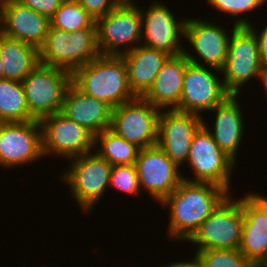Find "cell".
Segmentation results:
<instances>
[{"label": "cell", "mask_w": 267, "mask_h": 267, "mask_svg": "<svg viewBox=\"0 0 267 267\" xmlns=\"http://www.w3.org/2000/svg\"><path fill=\"white\" fill-rule=\"evenodd\" d=\"M228 195L218 185L183 180L161 202L162 206L170 207L169 236L174 240L188 241Z\"/></svg>", "instance_id": "1"}, {"label": "cell", "mask_w": 267, "mask_h": 267, "mask_svg": "<svg viewBox=\"0 0 267 267\" xmlns=\"http://www.w3.org/2000/svg\"><path fill=\"white\" fill-rule=\"evenodd\" d=\"M72 82L85 94L110 105L113 109L136 96L130 89L126 65L121 55H100L77 68Z\"/></svg>", "instance_id": "2"}, {"label": "cell", "mask_w": 267, "mask_h": 267, "mask_svg": "<svg viewBox=\"0 0 267 267\" xmlns=\"http://www.w3.org/2000/svg\"><path fill=\"white\" fill-rule=\"evenodd\" d=\"M38 53L40 64L73 73L101 55L97 44V29L84 28L66 32L50 27Z\"/></svg>", "instance_id": "3"}, {"label": "cell", "mask_w": 267, "mask_h": 267, "mask_svg": "<svg viewBox=\"0 0 267 267\" xmlns=\"http://www.w3.org/2000/svg\"><path fill=\"white\" fill-rule=\"evenodd\" d=\"M72 73L58 67L38 64L23 80L29 113L37 120L61 112Z\"/></svg>", "instance_id": "4"}, {"label": "cell", "mask_w": 267, "mask_h": 267, "mask_svg": "<svg viewBox=\"0 0 267 267\" xmlns=\"http://www.w3.org/2000/svg\"><path fill=\"white\" fill-rule=\"evenodd\" d=\"M183 54L189 63L185 68L180 102L174 110L196 115L204 110L213 111L231 94L226 90L223 81L209 68L201 65L190 52L184 49Z\"/></svg>", "instance_id": "5"}, {"label": "cell", "mask_w": 267, "mask_h": 267, "mask_svg": "<svg viewBox=\"0 0 267 267\" xmlns=\"http://www.w3.org/2000/svg\"><path fill=\"white\" fill-rule=\"evenodd\" d=\"M231 199L229 194L188 240L198 245L197 250L239 249L244 215L241 198Z\"/></svg>", "instance_id": "6"}, {"label": "cell", "mask_w": 267, "mask_h": 267, "mask_svg": "<svg viewBox=\"0 0 267 267\" xmlns=\"http://www.w3.org/2000/svg\"><path fill=\"white\" fill-rule=\"evenodd\" d=\"M228 43L227 58L221 72L223 84L231 95L239 96L240 87L258 77L263 67L255 33L248 26L233 25Z\"/></svg>", "instance_id": "7"}, {"label": "cell", "mask_w": 267, "mask_h": 267, "mask_svg": "<svg viewBox=\"0 0 267 267\" xmlns=\"http://www.w3.org/2000/svg\"><path fill=\"white\" fill-rule=\"evenodd\" d=\"M69 171L62 176L84 212L90 211L100 200L110 183L112 165L95 151L71 158Z\"/></svg>", "instance_id": "8"}, {"label": "cell", "mask_w": 267, "mask_h": 267, "mask_svg": "<svg viewBox=\"0 0 267 267\" xmlns=\"http://www.w3.org/2000/svg\"><path fill=\"white\" fill-rule=\"evenodd\" d=\"M187 163L194 173L190 182L211 183L230 191V176L235 162L214 141L210 131L202 125L194 135Z\"/></svg>", "instance_id": "9"}, {"label": "cell", "mask_w": 267, "mask_h": 267, "mask_svg": "<svg viewBox=\"0 0 267 267\" xmlns=\"http://www.w3.org/2000/svg\"><path fill=\"white\" fill-rule=\"evenodd\" d=\"M161 111L142 97H136L113 109L109 129L140 149L154 146Z\"/></svg>", "instance_id": "10"}, {"label": "cell", "mask_w": 267, "mask_h": 267, "mask_svg": "<svg viewBox=\"0 0 267 267\" xmlns=\"http://www.w3.org/2000/svg\"><path fill=\"white\" fill-rule=\"evenodd\" d=\"M41 125L42 153L62 155L66 159L90 153L94 135L84 126L67 118L61 112L39 120Z\"/></svg>", "instance_id": "11"}, {"label": "cell", "mask_w": 267, "mask_h": 267, "mask_svg": "<svg viewBox=\"0 0 267 267\" xmlns=\"http://www.w3.org/2000/svg\"><path fill=\"white\" fill-rule=\"evenodd\" d=\"M142 16L137 5L119 6L96 19L97 44L101 55H122L120 45H135L142 39Z\"/></svg>", "instance_id": "12"}, {"label": "cell", "mask_w": 267, "mask_h": 267, "mask_svg": "<svg viewBox=\"0 0 267 267\" xmlns=\"http://www.w3.org/2000/svg\"><path fill=\"white\" fill-rule=\"evenodd\" d=\"M41 156L44 155L39 120L0 123V165L2 167L14 168L24 163L30 164L42 158Z\"/></svg>", "instance_id": "13"}, {"label": "cell", "mask_w": 267, "mask_h": 267, "mask_svg": "<svg viewBox=\"0 0 267 267\" xmlns=\"http://www.w3.org/2000/svg\"><path fill=\"white\" fill-rule=\"evenodd\" d=\"M136 168L140 188L161 203L184 180L179 167L156 144L139 150Z\"/></svg>", "instance_id": "14"}, {"label": "cell", "mask_w": 267, "mask_h": 267, "mask_svg": "<svg viewBox=\"0 0 267 267\" xmlns=\"http://www.w3.org/2000/svg\"><path fill=\"white\" fill-rule=\"evenodd\" d=\"M203 125L201 115L177 110L161 112L158 123L157 145L178 166L187 161L191 143Z\"/></svg>", "instance_id": "15"}, {"label": "cell", "mask_w": 267, "mask_h": 267, "mask_svg": "<svg viewBox=\"0 0 267 267\" xmlns=\"http://www.w3.org/2000/svg\"><path fill=\"white\" fill-rule=\"evenodd\" d=\"M147 9L146 12L140 9L141 29H144L142 31L143 46L157 49L170 57L183 53L184 48L179 42V34L184 36L187 20H175L168 7L157 1L152 2Z\"/></svg>", "instance_id": "16"}, {"label": "cell", "mask_w": 267, "mask_h": 267, "mask_svg": "<svg viewBox=\"0 0 267 267\" xmlns=\"http://www.w3.org/2000/svg\"><path fill=\"white\" fill-rule=\"evenodd\" d=\"M244 215L239 251L255 267H267V198L248 194L241 198Z\"/></svg>", "instance_id": "17"}, {"label": "cell", "mask_w": 267, "mask_h": 267, "mask_svg": "<svg viewBox=\"0 0 267 267\" xmlns=\"http://www.w3.org/2000/svg\"><path fill=\"white\" fill-rule=\"evenodd\" d=\"M50 19L16 0H0V33L39 48L48 34Z\"/></svg>", "instance_id": "18"}, {"label": "cell", "mask_w": 267, "mask_h": 267, "mask_svg": "<svg viewBox=\"0 0 267 267\" xmlns=\"http://www.w3.org/2000/svg\"><path fill=\"white\" fill-rule=\"evenodd\" d=\"M184 38L188 39L208 67L216 72L221 71L226 62L230 39L223 27L201 19H187Z\"/></svg>", "instance_id": "19"}, {"label": "cell", "mask_w": 267, "mask_h": 267, "mask_svg": "<svg viewBox=\"0 0 267 267\" xmlns=\"http://www.w3.org/2000/svg\"><path fill=\"white\" fill-rule=\"evenodd\" d=\"M113 108L82 92L73 82L64 95L61 113L84 126L94 136L109 129Z\"/></svg>", "instance_id": "20"}, {"label": "cell", "mask_w": 267, "mask_h": 267, "mask_svg": "<svg viewBox=\"0 0 267 267\" xmlns=\"http://www.w3.org/2000/svg\"><path fill=\"white\" fill-rule=\"evenodd\" d=\"M188 59L183 53L169 57L158 72L151 87L142 98L154 107L173 110L180 102L183 88V79Z\"/></svg>", "instance_id": "21"}, {"label": "cell", "mask_w": 267, "mask_h": 267, "mask_svg": "<svg viewBox=\"0 0 267 267\" xmlns=\"http://www.w3.org/2000/svg\"><path fill=\"white\" fill-rule=\"evenodd\" d=\"M125 61L130 89L142 97L151 87L163 64L170 57L146 46H128L121 55Z\"/></svg>", "instance_id": "22"}, {"label": "cell", "mask_w": 267, "mask_h": 267, "mask_svg": "<svg viewBox=\"0 0 267 267\" xmlns=\"http://www.w3.org/2000/svg\"><path fill=\"white\" fill-rule=\"evenodd\" d=\"M238 105L237 95H230L222 104L213 110L216 112L214 132L203 120V125L210 131L219 148L236 162L237 151L243 138V116Z\"/></svg>", "instance_id": "23"}, {"label": "cell", "mask_w": 267, "mask_h": 267, "mask_svg": "<svg viewBox=\"0 0 267 267\" xmlns=\"http://www.w3.org/2000/svg\"><path fill=\"white\" fill-rule=\"evenodd\" d=\"M3 78L22 82L39 64L38 48L0 33Z\"/></svg>", "instance_id": "24"}, {"label": "cell", "mask_w": 267, "mask_h": 267, "mask_svg": "<svg viewBox=\"0 0 267 267\" xmlns=\"http://www.w3.org/2000/svg\"><path fill=\"white\" fill-rule=\"evenodd\" d=\"M34 119L29 113L22 82L0 79V123Z\"/></svg>", "instance_id": "25"}, {"label": "cell", "mask_w": 267, "mask_h": 267, "mask_svg": "<svg viewBox=\"0 0 267 267\" xmlns=\"http://www.w3.org/2000/svg\"><path fill=\"white\" fill-rule=\"evenodd\" d=\"M100 142L96 153L114 165H132L136 163L140 148L118 136L112 130L106 129L94 136V146Z\"/></svg>", "instance_id": "26"}, {"label": "cell", "mask_w": 267, "mask_h": 267, "mask_svg": "<svg viewBox=\"0 0 267 267\" xmlns=\"http://www.w3.org/2000/svg\"><path fill=\"white\" fill-rule=\"evenodd\" d=\"M50 27L66 32L96 28V20L80 5L78 0H64L50 18Z\"/></svg>", "instance_id": "27"}, {"label": "cell", "mask_w": 267, "mask_h": 267, "mask_svg": "<svg viewBox=\"0 0 267 267\" xmlns=\"http://www.w3.org/2000/svg\"><path fill=\"white\" fill-rule=\"evenodd\" d=\"M194 257L202 267H254L239 249L197 250Z\"/></svg>", "instance_id": "28"}, {"label": "cell", "mask_w": 267, "mask_h": 267, "mask_svg": "<svg viewBox=\"0 0 267 267\" xmlns=\"http://www.w3.org/2000/svg\"><path fill=\"white\" fill-rule=\"evenodd\" d=\"M109 185L130 195L138 196L139 193L141 194L136 165H114L111 170Z\"/></svg>", "instance_id": "29"}, {"label": "cell", "mask_w": 267, "mask_h": 267, "mask_svg": "<svg viewBox=\"0 0 267 267\" xmlns=\"http://www.w3.org/2000/svg\"><path fill=\"white\" fill-rule=\"evenodd\" d=\"M207 2L222 13L224 12L229 13L231 16H237L259 8L266 0H208Z\"/></svg>", "instance_id": "30"}, {"label": "cell", "mask_w": 267, "mask_h": 267, "mask_svg": "<svg viewBox=\"0 0 267 267\" xmlns=\"http://www.w3.org/2000/svg\"><path fill=\"white\" fill-rule=\"evenodd\" d=\"M20 4L30 7L49 19L56 13L64 0H16Z\"/></svg>", "instance_id": "31"}, {"label": "cell", "mask_w": 267, "mask_h": 267, "mask_svg": "<svg viewBox=\"0 0 267 267\" xmlns=\"http://www.w3.org/2000/svg\"><path fill=\"white\" fill-rule=\"evenodd\" d=\"M80 5L96 20L117 7L111 0H78Z\"/></svg>", "instance_id": "32"}, {"label": "cell", "mask_w": 267, "mask_h": 267, "mask_svg": "<svg viewBox=\"0 0 267 267\" xmlns=\"http://www.w3.org/2000/svg\"><path fill=\"white\" fill-rule=\"evenodd\" d=\"M235 21L236 26H248L255 33L258 40V49L261 61L263 64H267V25L266 27H264V29L261 30L262 32L258 35L248 19L246 20L240 17Z\"/></svg>", "instance_id": "33"}, {"label": "cell", "mask_w": 267, "mask_h": 267, "mask_svg": "<svg viewBox=\"0 0 267 267\" xmlns=\"http://www.w3.org/2000/svg\"><path fill=\"white\" fill-rule=\"evenodd\" d=\"M164 267H202L200 265V263L197 261V259L194 257V259H192V261H179V262H175V263H171L167 266Z\"/></svg>", "instance_id": "34"}, {"label": "cell", "mask_w": 267, "mask_h": 267, "mask_svg": "<svg viewBox=\"0 0 267 267\" xmlns=\"http://www.w3.org/2000/svg\"><path fill=\"white\" fill-rule=\"evenodd\" d=\"M259 79L261 81V83L265 86V90L267 93V64H264L260 74H259Z\"/></svg>", "instance_id": "35"}, {"label": "cell", "mask_w": 267, "mask_h": 267, "mask_svg": "<svg viewBox=\"0 0 267 267\" xmlns=\"http://www.w3.org/2000/svg\"><path fill=\"white\" fill-rule=\"evenodd\" d=\"M117 7L135 5L132 0H111Z\"/></svg>", "instance_id": "36"}, {"label": "cell", "mask_w": 267, "mask_h": 267, "mask_svg": "<svg viewBox=\"0 0 267 267\" xmlns=\"http://www.w3.org/2000/svg\"><path fill=\"white\" fill-rule=\"evenodd\" d=\"M0 79H3V64L1 56H0Z\"/></svg>", "instance_id": "37"}]
</instances>
